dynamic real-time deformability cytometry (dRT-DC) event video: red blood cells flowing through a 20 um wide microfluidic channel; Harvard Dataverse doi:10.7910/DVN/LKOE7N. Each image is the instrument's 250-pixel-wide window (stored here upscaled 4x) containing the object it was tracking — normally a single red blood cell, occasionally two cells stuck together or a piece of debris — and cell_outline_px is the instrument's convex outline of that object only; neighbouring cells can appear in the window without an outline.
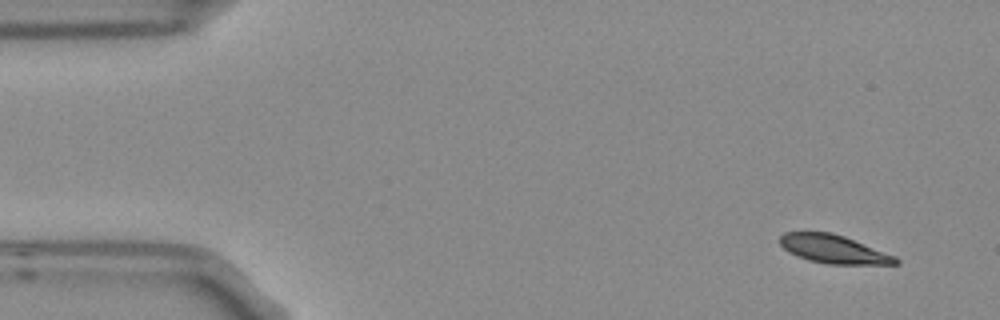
{"species": "Egyptian fruit bat (a non-hibernating species)", "species_latin": "Rousettus aegyptiacus", "temperature_condition": "room temperature", "stored_images_in_passage": 5, "segment_of_instrument_passage": [1, 2], "camera_frame_rate_fps": 3000, "um_per_image_px": 0.085, "frame": {"image": 1, "passage_image": 1, "time_ms": 0.0, "image_size_px": [1000, 320], "cell_outline_px": [[900, 264], [828, 264], [808, 260], [796, 256], [788, 252], [780, 244], [780, 236], [784, 232], [832, 232], [844, 236], [896, 256], [900, 260]], "centroid_in_image_um": [70.85, 21.18], "position_along_channel_um": 14.1, "area_um2": 19.19}}